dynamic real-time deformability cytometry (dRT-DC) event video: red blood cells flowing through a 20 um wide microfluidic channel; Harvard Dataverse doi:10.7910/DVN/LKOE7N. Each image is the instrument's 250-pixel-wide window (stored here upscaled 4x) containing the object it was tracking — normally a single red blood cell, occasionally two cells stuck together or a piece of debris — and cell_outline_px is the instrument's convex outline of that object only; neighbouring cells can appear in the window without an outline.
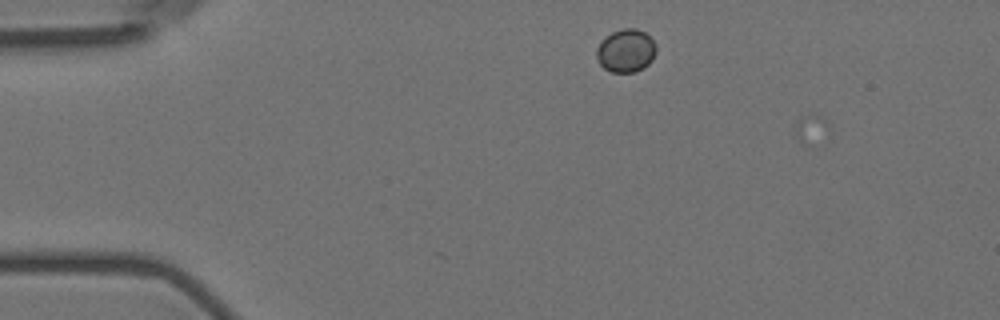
{"species": "Egyptian fruit bat (a non-hibernating species)", "species_latin": "Rousettus aegyptiacus", "temperature_condition": "room temperature", "stored_images_in_passage": 3, "camera_frame_rate_fps": 3000, "um_per_image_px": 0.085, "animal": {"sex": "female"}, "frame": {"image": 1, "passage_image": 1, "time_ms": 0.0, "image_size_px": [1000, 320], "cell_outline_px": [[656, 52], [652, 60], [644, 68], [636, 72], [612, 72], [604, 68], [600, 64], [596, 56], [596, 48], [612, 32], [624, 28], [636, 28], [644, 32], [656, 44]], "centroid_in_image_um": [53.22, 4.32], "position_along_channel_um": 31.8, "area_um2": 14.85}}